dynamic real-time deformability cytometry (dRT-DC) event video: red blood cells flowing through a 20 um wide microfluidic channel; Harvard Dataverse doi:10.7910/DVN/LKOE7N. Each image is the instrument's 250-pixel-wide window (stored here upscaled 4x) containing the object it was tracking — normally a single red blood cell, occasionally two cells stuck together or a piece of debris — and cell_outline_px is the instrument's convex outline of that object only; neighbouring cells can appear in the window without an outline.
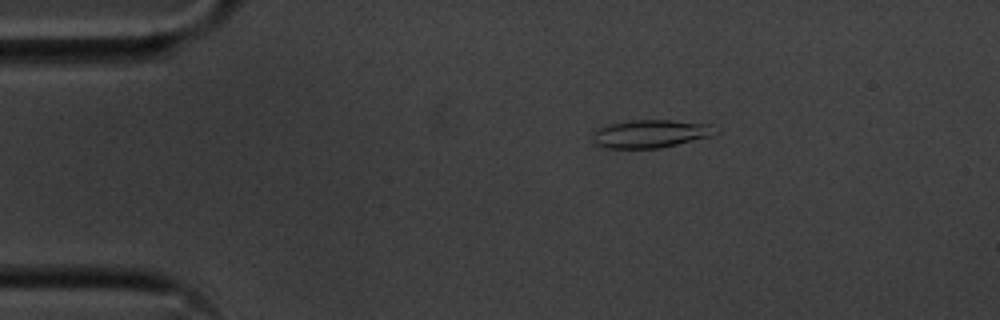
{"species": "common noctule bat (a hibernating species)", "species_latin": "Nyctalus noctula", "temperature_condition": "cold", "stored_images_in_passage": 49, "camera_frame_rate_fps": 3000, "um_per_image_px": 0.085, "animal": {"sex": "male", "body_mass_g": 20.1, "forearm_length_mm": 53.5}, "frame": {"image": 1, "passage_image": 4, "time_ms": 1.0, "image_size_px": [1000, 320], "cell_outline_px": [[720, 132], [712, 136], [660, 148], [608, 148], [596, 144], [592, 140], [592, 132], [596, 128], [608, 124], [632, 120], [668, 120], [712, 124]], "centroid_in_image_um": [55.3, 11.36], "position_along_channel_um": 29.7, "area_um2": 20.23}}
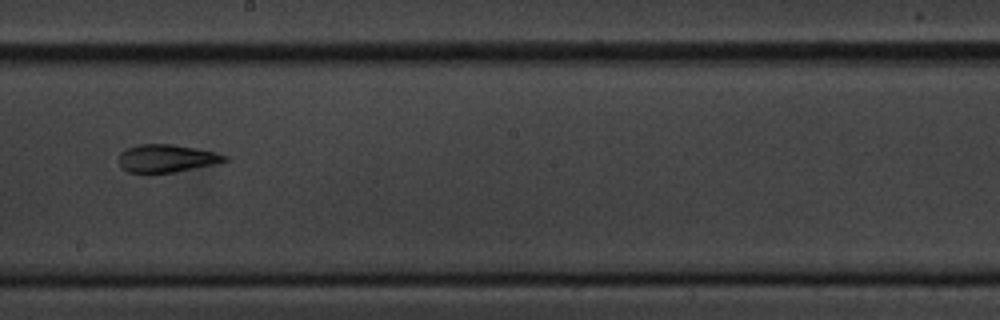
{"frame": {"image": 2, "passage_image": 25, "time_ms": 8.0, "image_size_px": [1000, 320], "cell_outline_px": [[228, 160], [216, 164], [176, 172], [128, 172], [120, 168], [120, 152], [124, 148], [140, 144], [172, 144], [196, 148], [216, 152], [228, 156]], "centroid_in_image_um": [14.17, 13.45], "position_along_channel_um": 234.0, "area_um2": 17.22}}
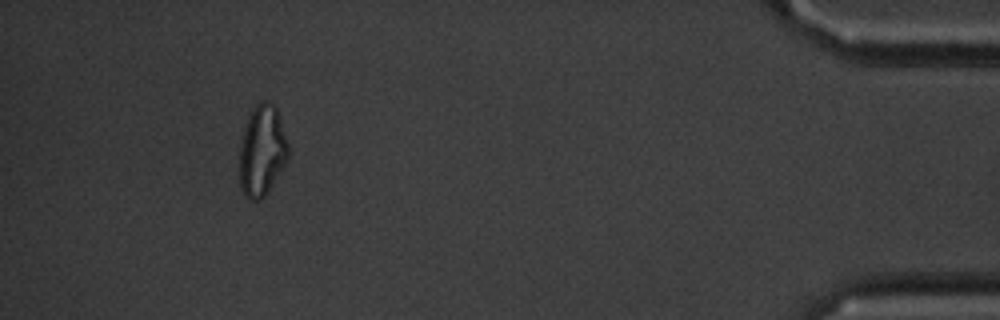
{"frame": {"image": 3, "passage_image": 45, "time_ms": 14.667, "image_size_px": [1000, 320], "cell_outline_px": [[288, 160], [268, 192], [260, 200], [252, 200], [244, 196], [240, 188], [240, 144], [244, 128], [252, 108], [260, 100], [268, 100], [276, 108], [288, 144]], "centroid_in_image_um": [22.27, 12.82], "position_along_channel_um": 412.9, "area_um2": 25.84}, "authors_computed_cell_mechanics": {"area_um2": 18.0914, "velocity_mm_per_s": 3.6179, "shape_relaxation_time_tau1_ms": null, "shape_relaxation_time_tau2_ms": 2.2418, "deformation_change_tau1": null, "deformation_change_tau2": 0.0895}}